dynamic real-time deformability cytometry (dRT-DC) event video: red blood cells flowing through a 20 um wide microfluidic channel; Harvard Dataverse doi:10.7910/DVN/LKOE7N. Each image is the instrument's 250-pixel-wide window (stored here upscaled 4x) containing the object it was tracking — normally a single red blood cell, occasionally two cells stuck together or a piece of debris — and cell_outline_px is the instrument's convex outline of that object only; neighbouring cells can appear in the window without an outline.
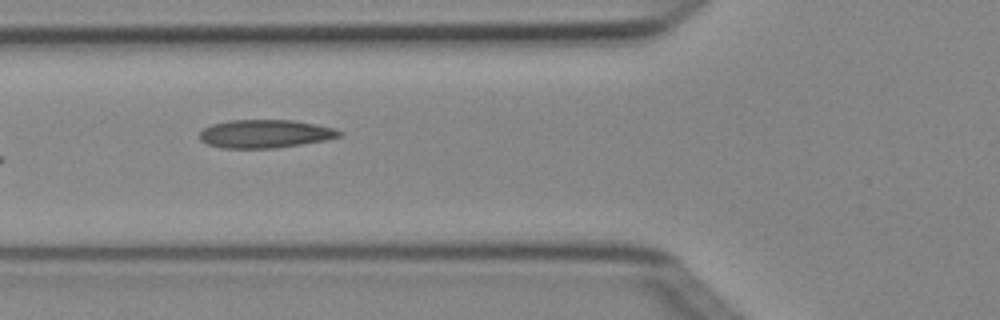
{"species": "Egyptian fruit bat (a non-hibernating species)", "species_latin": "Rousettus aegyptiacus", "temperature_condition": "cold", "stored_images_in_passage": 6, "camera_frame_rate_fps": 3000, "um_per_image_px": 0.085, "animal": {"sex": "female"}, "frame": {"image": 1, "passage_image": 4, "time_ms": 1.0, "image_size_px": [1000, 320], "cell_outline_px": [[344, 136], [324, 140], [276, 148], [220, 148], [208, 144], [200, 140], [200, 132], [204, 128], [212, 124], [228, 120], [292, 120], [316, 124], [332, 128], [344, 132]], "centroid_in_image_um": [22.54, 11.37], "position_along_channel_um": 103.3, "area_um2": 23.0}}
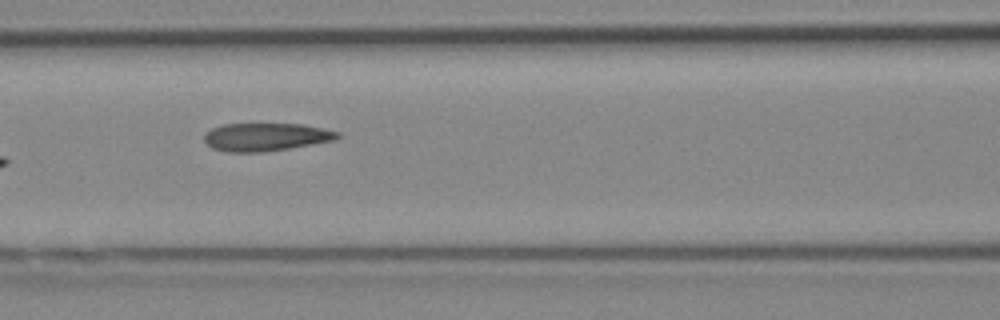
{"frame": {"image": 2, "passage_image": 5, "time_ms": 1.333, "image_size_px": [1000, 320], "cell_outline_px": [[340, 136], [336, 140], [288, 148], [260, 152], [228, 152], [212, 148], [204, 140], [204, 136], [212, 128], [224, 124], [304, 124], [324, 128], [340, 132]], "centroid_in_image_um": [22.63, 11.63], "position_along_channel_um": 144.0, "area_um2": 21.62}}
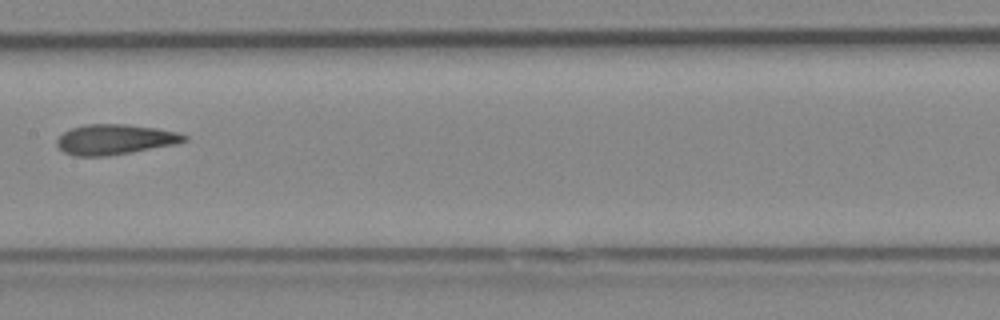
{"frame": {"image": 3, "passage_image": 6, "time_ms": 1.667, "image_size_px": [1000, 320], "cell_outline_px": [[188, 140], [176, 144], [132, 152], [108, 156], [72, 156], [64, 152], [56, 144], [56, 140], [64, 132], [72, 128], [84, 124], [124, 124], [156, 128], [180, 132], [188, 136]], "centroid_in_image_um": [9.79, 11.85], "position_along_channel_um": 197.6, "area_um2": 22.54}}